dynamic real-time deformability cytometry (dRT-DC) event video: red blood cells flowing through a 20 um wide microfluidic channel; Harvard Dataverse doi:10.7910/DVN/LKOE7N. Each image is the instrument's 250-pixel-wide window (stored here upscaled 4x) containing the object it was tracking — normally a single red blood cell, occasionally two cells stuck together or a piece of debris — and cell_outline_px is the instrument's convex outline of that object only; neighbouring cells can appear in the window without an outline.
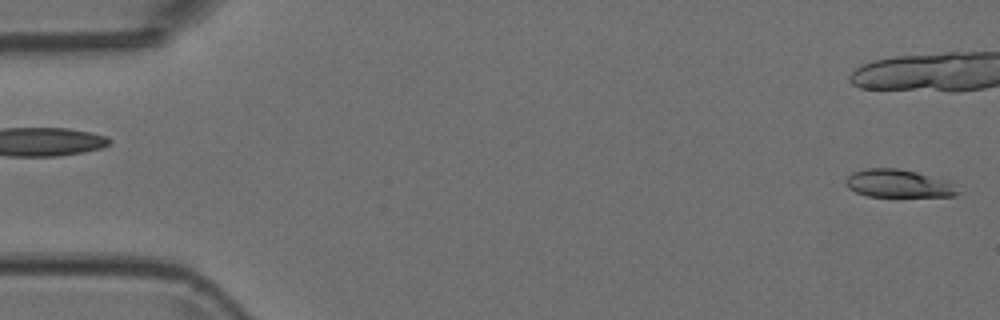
{"species": "Egyptian fruit bat (a non-hibernating species)", "species_latin": "Rousettus aegyptiacus", "temperature_condition": "room temperature", "stored_images_in_passage": 4, "segment_of_instrument_passage": [2, 2], "camera_frame_rate_fps": 3000, "um_per_image_px": 0.085, "animal": {"sex": "female"}, "frame": {"image": 1, "passage_image": 4, "time_ms": 1.0, "image_size_px": [1000, 320], "cell_outline_px": [[956, 196], [868, 196], [856, 192], [848, 188], [844, 184], [844, 180], [852, 172], [864, 168], [896, 168], [916, 172], [944, 180], [952, 184], [956, 192]], "centroid_in_image_um": [76.24, 15.59], "position_along_channel_um": 8.8, "area_um2": 17.92}}